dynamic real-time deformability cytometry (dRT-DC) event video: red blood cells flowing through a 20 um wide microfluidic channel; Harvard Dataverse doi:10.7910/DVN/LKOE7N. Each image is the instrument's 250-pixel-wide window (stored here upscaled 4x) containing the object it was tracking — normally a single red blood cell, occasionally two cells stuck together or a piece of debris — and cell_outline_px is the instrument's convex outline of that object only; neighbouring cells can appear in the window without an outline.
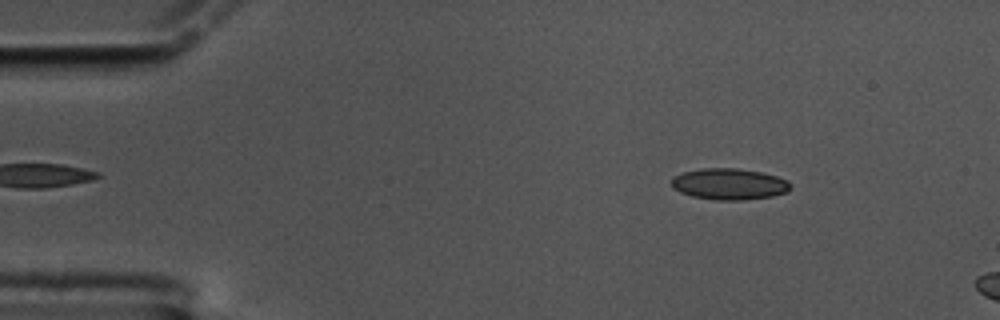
{"species": "common noctule bat (a hibernating species)", "species_latin": "Nyctalus noctula", "temperature_condition": "cold", "stored_images_in_passage": 14, "camera_frame_rate_fps": 3000, "um_per_image_px": 0.085, "animal": {"sex": "male", "body_mass_g": 17.5, "forearm_length_mm": 52.3}, "frame": {"image": 1, "passage_image": 8, "time_ms": 2.333, "image_size_px": [1000, 320], "cell_outline_px": [[792, 188], [788, 192], [772, 196], [744, 200], [716, 200], [692, 196], [680, 192], [672, 188], [672, 176], [684, 172], [700, 168], [740, 168], [760, 172], [776, 176], [788, 180], [792, 184]], "centroid_in_image_um": [62.0, 15.64], "position_along_channel_um": 23.0, "area_um2": 21.91}}